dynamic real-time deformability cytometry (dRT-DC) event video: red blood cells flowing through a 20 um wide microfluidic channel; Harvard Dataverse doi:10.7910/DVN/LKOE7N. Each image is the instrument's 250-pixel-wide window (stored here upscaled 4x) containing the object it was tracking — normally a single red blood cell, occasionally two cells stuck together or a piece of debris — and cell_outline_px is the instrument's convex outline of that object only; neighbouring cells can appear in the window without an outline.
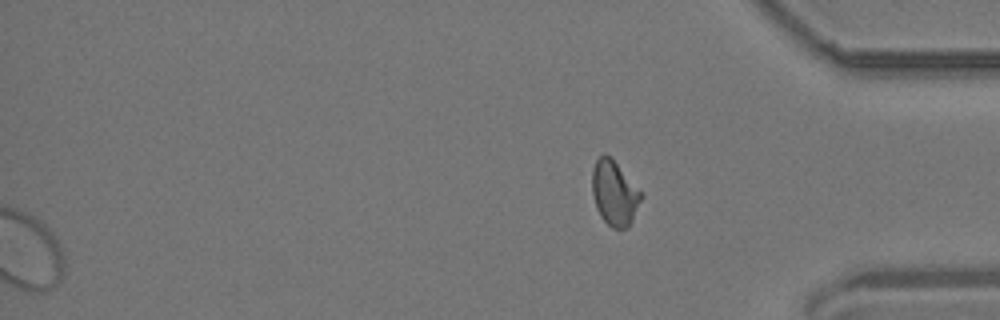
{"species": "common noctule bat (a hibernating species)", "species_latin": "Nyctalus noctula", "temperature_condition": "room temperature", "stored_images_in_passage": 54, "segment_of_instrument_passage": [2, 2], "camera_frame_rate_fps": 3000, "um_per_image_px": 0.085, "animal": {"sex": "male", "body_mass_g": 19.2, "forearm_length_mm": 51.8}, "frame": {"image": 1, "passage_image": 54, "time_ms": 17.667, "image_size_px": [1000, 320], "cell_outline_px": [[644, 196], [628, 228], [612, 228], [600, 216], [596, 208], [592, 192], [592, 168], [596, 160], [604, 152], [612, 156], [644, 192]], "centroid_in_image_um": [52.26, 16.36], "position_along_channel_um": 382.9, "area_um2": 19.13}}